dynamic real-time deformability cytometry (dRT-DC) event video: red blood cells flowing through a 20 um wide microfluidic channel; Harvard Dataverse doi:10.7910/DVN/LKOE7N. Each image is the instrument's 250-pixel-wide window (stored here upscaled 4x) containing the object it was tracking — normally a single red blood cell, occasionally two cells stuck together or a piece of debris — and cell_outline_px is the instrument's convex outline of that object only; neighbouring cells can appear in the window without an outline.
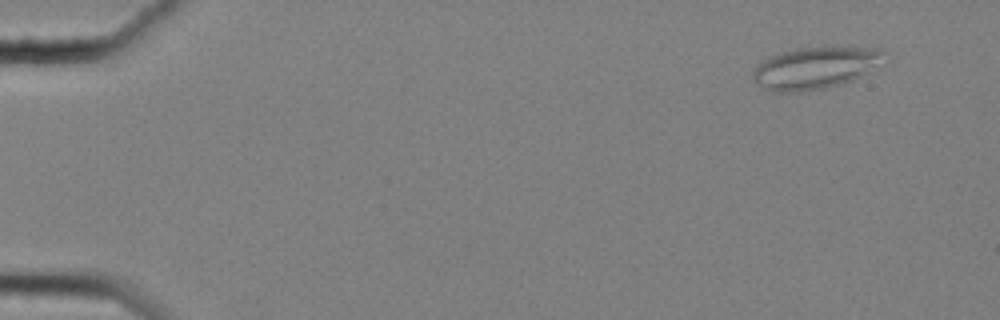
{"species": "common noctule bat (a hibernating species)", "species_latin": "Nyctalus noctula", "temperature_condition": "cold", "stored_images_in_passage": 57, "camera_frame_rate_fps": 3000, "um_per_image_px": 0.085, "animal": {"sex": "female", "body_mass_g": 25.1}, "frame": {"image": 1, "passage_image": 2, "time_ms": 0.333, "image_size_px": [1000, 320], "cell_outline_px": [[888, 52], [860, 76], [852, 80], [840, 84], [824, 88], [800, 92], [772, 92], [760, 88], [752, 80], [752, 68], [756, 64], [768, 56], [780, 52], [796, 48], [824, 44], [832, 44], [884, 48]], "centroid_in_image_um": [69.21, 5.71], "position_along_channel_um": 15.8, "area_um2": 33.23}}
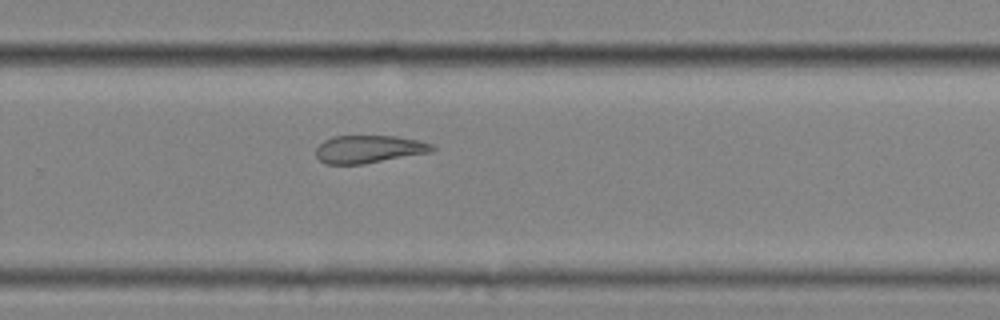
{"frame": {"image": 2, "passage_image": 38, "time_ms": 12.333, "image_size_px": [1000, 320], "cell_outline_px": [[436, 148], [432, 152], [364, 164], [324, 164], [316, 156], [316, 148], [324, 140], [332, 136], [396, 136], [420, 140], [432, 144]], "centroid_in_image_um": [31.37, 12.68], "position_along_channel_um": 298.4, "area_um2": 18.96}}
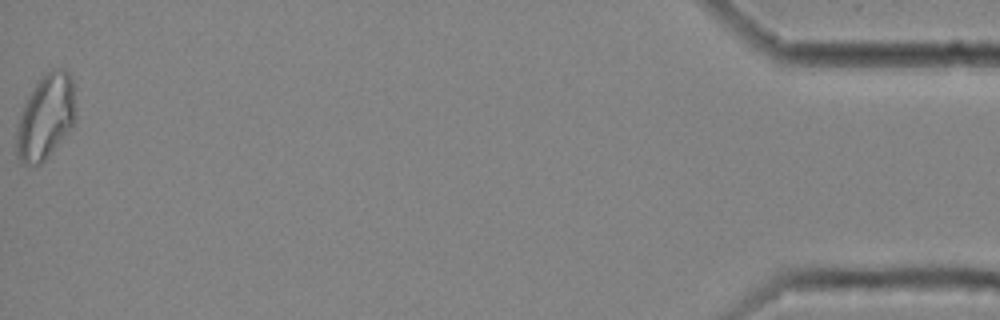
{"frame": {"image": 3, "passage_image": 57, "time_ms": 18.667, "image_size_px": [1000, 320], "cell_outline_px": [[76, 120], [48, 156], [40, 164], [24, 164], [16, 156], [16, 128], [24, 104], [28, 96], [36, 84], [52, 68], [64, 68], [68, 72], [72, 80], [76, 108]], "centroid_in_image_um": [3.88, 9.93], "position_along_channel_um": 431.3, "area_um2": 28.96}, "authors_computed_cell_mechanics": {"area_um2": 23.5246, "velocity_mm_per_s": 3.4796, "shape_relaxation_time_tau1_ms": null, "shape_relaxation_time_tau2_ms": 2.8467, "deformation_change_tau1": null, "deformation_change_tau2": 0.0937}}